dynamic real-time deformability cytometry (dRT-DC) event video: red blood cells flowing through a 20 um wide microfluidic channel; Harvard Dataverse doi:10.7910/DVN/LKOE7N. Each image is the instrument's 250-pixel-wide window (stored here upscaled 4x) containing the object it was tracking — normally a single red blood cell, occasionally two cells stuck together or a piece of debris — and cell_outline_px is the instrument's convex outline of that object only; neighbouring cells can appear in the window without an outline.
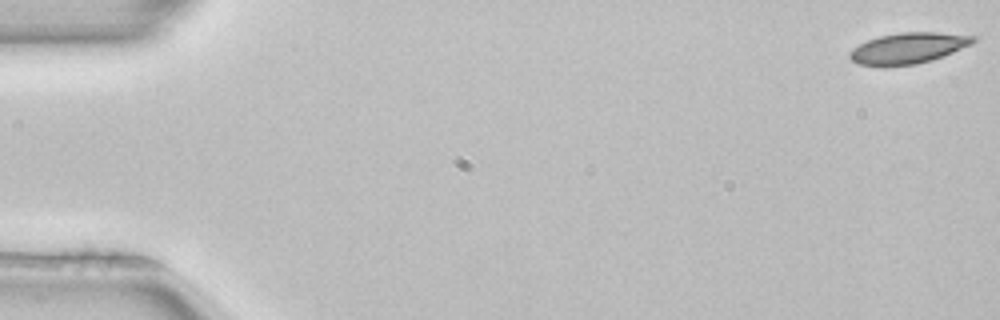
{"species": "common noctule bat (a hibernating species)", "species_latin": "Nyctalus noctula", "temperature_condition": "room temperature", "stored_images_in_passage": 50, "camera_frame_rate_fps": 3000, "um_per_image_px": 0.085, "animal": {"sex": "female", "body_mass_g": 22.7, "forearm_length_mm": 54.2}, "frame": {"image": 1, "passage_image": 1, "time_ms": 0.0, "image_size_px": [1000, 320], "cell_outline_px": [[980, 36], [972, 44], [944, 56], [932, 60], [916, 64], [860, 64], [852, 60], [848, 56], [848, 52], [852, 48], [868, 40], [880, 36], [900, 32], [940, 32]], "centroid_in_image_um": [77.28, 4.05], "position_along_channel_um": 7.7, "area_um2": 21.96}}
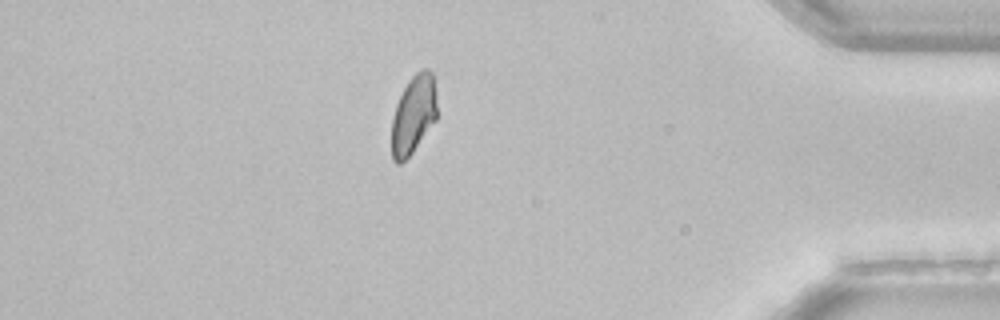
{"frame": {"image": 2, "passage_image": 45, "time_ms": 14.667, "image_size_px": [1000, 320], "cell_outline_px": [[436, 120], [412, 152], [400, 164], [396, 164], [392, 160], [392, 120], [396, 104], [408, 80], [420, 68], [428, 68], [432, 72], [436, 92]], "centroid_in_image_um": [35.15, 9.71], "position_along_channel_um": 400.1, "area_um2": 20.75}, "authors_computed_cell_mechanics": {"area_um2": 22.0507, "velocity_mm_per_s": 3.9774, "shape_relaxation_time_tau1_ms": 3.6733, "shape_relaxation_time_tau2_ms": null, "deformation_change_tau1": 0.102, "deformation_change_tau2": null}}